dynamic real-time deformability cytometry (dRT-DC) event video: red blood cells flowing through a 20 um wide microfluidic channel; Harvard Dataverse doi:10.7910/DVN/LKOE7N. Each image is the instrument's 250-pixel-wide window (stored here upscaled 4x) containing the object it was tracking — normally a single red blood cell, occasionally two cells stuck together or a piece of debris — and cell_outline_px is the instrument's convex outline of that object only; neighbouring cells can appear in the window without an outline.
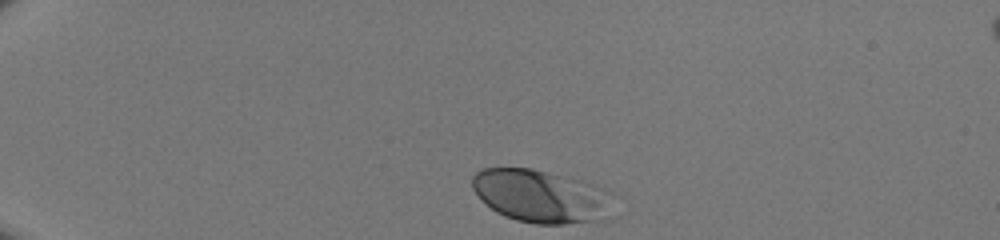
{"species": "human", "species_latin": "Homo sapiens", "temperature_condition": "room temperature", "stored_images_in_passage": 33, "camera_frame_rate_fps": 3000, "um_per_image_px": 0.085, "donor": {"sex": "male"}, "frame": {"image": 1, "passage_image": 1, "time_ms": 0.0, "image_size_px": [1000, 240], "cell_outline_px": [[612, 220], [564, 224], [536, 224], [516, 220], [504, 216], [496, 212], [472, 188], [472, 176], [476, 172], [484, 168], [532, 168], [580, 180], [592, 184], [604, 192]], "centroid_in_image_um": [45.94, 16.69], "position_along_channel_um": 39.1, "area_um2": 42.89}}
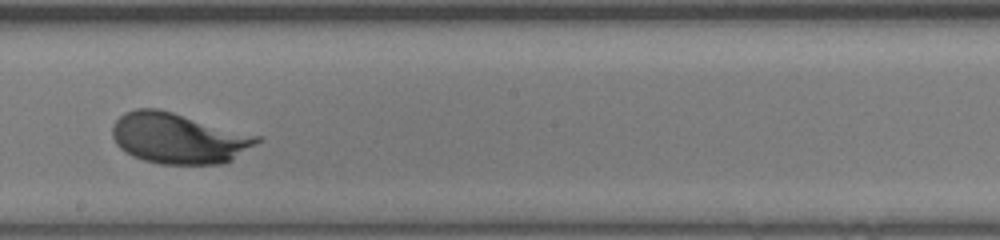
{"frame": {"image": 2, "passage_image": 20, "time_ms": 6.333, "image_size_px": [1000, 240], "cell_outline_px": [[264, 140], [232, 160], [224, 164], [160, 164], [144, 160], [132, 156], [120, 148], [116, 144], [112, 136], [112, 124], [124, 112], [136, 108], [156, 108], [172, 112], [260, 136]], "centroid_in_image_um": [15.17, 11.76], "position_along_channel_um": 233.0, "area_um2": 42.83}}
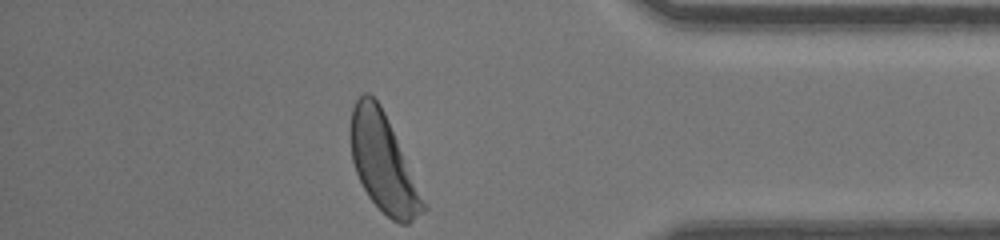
{"frame": {"image": 3, "passage_image": 33, "time_ms": 10.667, "image_size_px": [1000, 240], "cell_outline_px": [[428, 208], [424, 212], [408, 224], [400, 224], [392, 220], [368, 196], [356, 172], [352, 160], [352, 108], [356, 100], [364, 92], [368, 92], [380, 104], [384, 112], [428, 204]], "centroid_in_image_um": [32.63, 13.9], "position_along_channel_um": 402.6, "area_um2": 40.81}}